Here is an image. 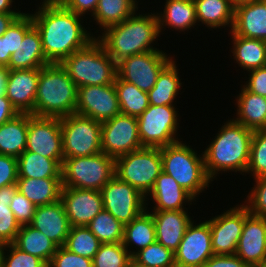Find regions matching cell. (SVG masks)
<instances>
[{
	"label": "cell",
	"mask_w": 266,
	"mask_h": 267,
	"mask_svg": "<svg viewBox=\"0 0 266 267\" xmlns=\"http://www.w3.org/2000/svg\"><path fill=\"white\" fill-rule=\"evenodd\" d=\"M40 4L37 12L31 16L49 63L60 64L96 38L83 27L82 16L68 10L59 0Z\"/></svg>",
	"instance_id": "6da1fadb"
},
{
	"label": "cell",
	"mask_w": 266,
	"mask_h": 267,
	"mask_svg": "<svg viewBox=\"0 0 266 267\" xmlns=\"http://www.w3.org/2000/svg\"><path fill=\"white\" fill-rule=\"evenodd\" d=\"M252 136L253 130L233 119L226 121L202 152L207 176L213 181L220 171L246 173Z\"/></svg>",
	"instance_id": "7a4b0ae2"
},
{
	"label": "cell",
	"mask_w": 266,
	"mask_h": 267,
	"mask_svg": "<svg viewBox=\"0 0 266 267\" xmlns=\"http://www.w3.org/2000/svg\"><path fill=\"white\" fill-rule=\"evenodd\" d=\"M97 39L117 64L132 55L159 50L153 43L159 37L156 13L138 14L136 12L120 24L110 26Z\"/></svg>",
	"instance_id": "3957f363"
},
{
	"label": "cell",
	"mask_w": 266,
	"mask_h": 267,
	"mask_svg": "<svg viewBox=\"0 0 266 267\" xmlns=\"http://www.w3.org/2000/svg\"><path fill=\"white\" fill-rule=\"evenodd\" d=\"M78 88L59 63L40 69L34 115L63 118L76 112Z\"/></svg>",
	"instance_id": "277c9868"
},
{
	"label": "cell",
	"mask_w": 266,
	"mask_h": 267,
	"mask_svg": "<svg viewBox=\"0 0 266 267\" xmlns=\"http://www.w3.org/2000/svg\"><path fill=\"white\" fill-rule=\"evenodd\" d=\"M60 64L77 88L113 84L117 77V64L97 38Z\"/></svg>",
	"instance_id": "5b68a950"
},
{
	"label": "cell",
	"mask_w": 266,
	"mask_h": 267,
	"mask_svg": "<svg viewBox=\"0 0 266 267\" xmlns=\"http://www.w3.org/2000/svg\"><path fill=\"white\" fill-rule=\"evenodd\" d=\"M185 144L177 141L160 148L162 169L196 199L212 180L207 176L203 154Z\"/></svg>",
	"instance_id": "8992f818"
},
{
	"label": "cell",
	"mask_w": 266,
	"mask_h": 267,
	"mask_svg": "<svg viewBox=\"0 0 266 267\" xmlns=\"http://www.w3.org/2000/svg\"><path fill=\"white\" fill-rule=\"evenodd\" d=\"M61 176L63 187L100 191L115 176V158L103 152L64 157Z\"/></svg>",
	"instance_id": "52a82bcc"
},
{
	"label": "cell",
	"mask_w": 266,
	"mask_h": 267,
	"mask_svg": "<svg viewBox=\"0 0 266 267\" xmlns=\"http://www.w3.org/2000/svg\"><path fill=\"white\" fill-rule=\"evenodd\" d=\"M162 171L160 148L143 147L115 158V175L139 190L146 201Z\"/></svg>",
	"instance_id": "ba28073f"
},
{
	"label": "cell",
	"mask_w": 266,
	"mask_h": 267,
	"mask_svg": "<svg viewBox=\"0 0 266 267\" xmlns=\"http://www.w3.org/2000/svg\"><path fill=\"white\" fill-rule=\"evenodd\" d=\"M64 157L92 156L102 152V122L77 113L60 118Z\"/></svg>",
	"instance_id": "9c48e42d"
},
{
	"label": "cell",
	"mask_w": 266,
	"mask_h": 267,
	"mask_svg": "<svg viewBox=\"0 0 266 267\" xmlns=\"http://www.w3.org/2000/svg\"><path fill=\"white\" fill-rule=\"evenodd\" d=\"M175 106L149 105L137 117L138 134L142 147L161 148L179 141L178 113Z\"/></svg>",
	"instance_id": "30bf717a"
},
{
	"label": "cell",
	"mask_w": 266,
	"mask_h": 267,
	"mask_svg": "<svg viewBox=\"0 0 266 267\" xmlns=\"http://www.w3.org/2000/svg\"><path fill=\"white\" fill-rule=\"evenodd\" d=\"M162 50L129 56L117 63V76L141 91L151 90L161 71L173 60Z\"/></svg>",
	"instance_id": "8fae6325"
},
{
	"label": "cell",
	"mask_w": 266,
	"mask_h": 267,
	"mask_svg": "<svg viewBox=\"0 0 266 267\" xmlns=\"http://www.w3.org/2000/svg\"><path fill=\"white\" fill-rule=\"evenodd\" d=\"M104 209L122 224H128L148 207L146 197L116 175L100 190Z\"/></svg>",
	"instance_id": "7c38bea8"
},
{
	"label": "cell",
	"mask_w": 266,
	"mask_h": 267,
	"mask_svg": "<svg viewBox=\"0 0 266 267\" xmlns=\"http://www.w3.org/2000/svg\"><path fill=\"white\" fill-rule=\"evenodd\" d=\"M143 148L138 134L137 117L118 114L102 122V152L117 158Z\"/></svg>",
	"instance_id": "4fadbf2b"
},
{
	"label": "cell",
	"mask_w": 266,
	"mask_h": 267,
	"mask_svg": "<svg viewBox=\"0 0 266 267\" xmlns=\"http://www.w3.org/2000/svg\"><path fill=\"white\" fill-rule=\"evenodd\" d=\"M25 150L53 160H63L60 118L41 117L29 113Z\"/></svg>",
	"instance_id": "5bb4252c"
},
{
	"label": "cell",
	"mask_w": 266,
	"mask_h": 267,
	"mask_svg": "<svg viewBox=\"0 0 266 267\" xmlns=\"http://www.w3.org/2000/svg\"><path fill=\"white\" fill-rule=\"evenodd\" d=\"M210 224L215 255H235L245 222V206L236 205L223 214L206 220Z\"/></svg>",
	"instance_id": "9a60e30c"
},
{
	"label": "cell",
	"mask_w": 266,
	"mask_h": 267,
	"mask_svg": "<svg viewBox=\"0 0 266 267\" xmlns=\"http://www.w3.org/2000/svg\"><path fill=\"white\" fill-rule=\"evenodd\" d=\"M214 255L211 244L210 224L203 221L188 226L178 249L174 252L176 267H203Z\"/></svg>",
	"instance_id": "2e32d148"
},
{
	"label": "cell",
	"mask_w": 266,
	"mask_h": 267,
	"mask_svg": "<svg viewBox=\"0 0 266 267\" xmlns=\"http://www.w3.org/2000/svg\"><path fill=\"white\" fill-rule=\"evenodd\" d=\"M75 113L99 122L112 119L120 114L114 83L79 87Z\"/></svg>",
	"instance_id": "e0dca14e"
},
{
	"label": "cell",
	"mask_w": 266,
	"mask_h": 267,
	"mask_svg": "<svg viewBox=\"0 0 266 267\" xmlns=\"http://www.w3.org/2000/svg\"><path fill=\"white\" fill-rule=\"evenodd\" d=\"M61 200L72 227L87 226L104 209L100 191L63 187Z\"/></svg>",
	"instance_id": "ac0fdd59"
},
{
	"label": "cell",
	"mask_w": 266,
	"mask_h": 267,
	"mask_svg": "<svg viewBox=\"0 0 266 267\" xmlns=\"http://www.w3.org/2000/svg\"><path fill=\"white\" fill-rule=\"evenodd\" d=\"M235 255L250 267L266 260V218L251 214L245 207V222Z\"/></svg>",
	"instance_id": "d6986e66"
},
{
	"label": "cell",
	"mask_w": 266,
	"mask_h": 267,
	"mask_svg": "<svg viewBox=\"0 0 266 267\" xmlns=\"http://www.w3.org/2000/svg\"><path fill=\"white\" fill-rule=\"evenodd\" d=\"M40 69L8 70L5 96L19 113L34 115Z\"/></svg>",
	"instance_id": "ffe728a7"
},
{
	"label": "cell",
	"mask_w": 266,
	"mask_h": 267,
	"mask_svg": "<svg viewBox=\"0 0 266 267\" xmlns=\"http://www.w3.org/2000/svg\"><path fill=\"white\" fill-rule=\"evenodd\" d=\"M31 226L51 239L58 247L64 246L71 230V224L62 200L37 206Z\"/></svg>",
	"instance_id": "44dd1931"
},
{
	"label": "cell",
	"mask_w": 266,
	"mask_h": 267,
	"mask_svg": "<svg viewBox=\"0 0 266 267\" xmlns=\"http://www.w3.org/2000/svg\"><path fill=\"white\" fill-rule=\"evenodd\" d=\"M235 35L266 41V0H252L235 6Z\"/></svg>",
	"instance_id": "7402d4cb"
},
{
	"label": "cell",
	"mask_w": 266,
	"mask_h": 267,
	"mask_svg": "<svg viewBox=\"0 0 266 267\" xmlns=\"http://www.w3.org/2000/svg\"><path fill=\"white\" fill-rule=\"evenodd\" d=\"M156 229V241L173 253L192 222L187 210L151 211Z\"/></svg>",
	"instance_id": "603a6c76"
},
{
	"label": "cell",
	"mask_w": 266,
	"mask_h": 267,
	"mask_svg": "<svg viewBox=\"0 0 266 267\" xmlns=\"http://www.w3.org/2000/svg\"><path fill=\"white\" fill-rule=\"evenodd\" d=\"M147 196L155 203L152 211L184 210L186 202L191 205L195 200L173 177L163 171L156 178L154 187Z\"/></svg>",
	"instance_id": "cb8c5ba5"
},
{
	"label": "cell",
	"mask_w": 266,
	"mask_h": 267,
	"mask_svg": "<svg viewBox=\"0 0 266 267\" xmlns=\"http://www.w3.org/2000/svg\"><path fill=\"white\" fill-rule=\"evenodd\" d=\"M50 64L45 57L41 37L33 25L24 35L22 43L11 57L8 70L42 68Z\"/></svg>",
	"instance_id": "d4e9b609"
},
{
	"label": "cell",
	"mask_w": 266,
	"mask_h": 267,
	"mask_svg": "<svg viewBox=\"0 0 266 267\" xmlns=\"http://www.w3.org/2000/svg\"><path fill=\"white\" fill-rule=\"evenodd\" d=\"M241 88V93L235 99L237 117L233 120L253 131L266 129L265 97L249 92L243 85Z\"/></svg>",
	"instance_id": "484cf974"
},
{
	"label": "cell",
	"mask_w": 266,
	"mask_h": 267,
	"mask_svg": "<svg viewBox=\"0 0 266 267\" xmlns=\"http://www.w3.org/2000/svg\"><path fill=\"white\" fill-rule=\"evenodd\" d=\"M18 191L35 206H43L61 199L62 178H18Z\"/></svg>",
	"instance_id": "4316f807"
},
{
	"label": "cell",
	"mask_w": 266,
	"mask_h": 267,
	"mask_svg": "<svg viewBox=\"0 0 266 267\" xmlns=\"http://www.w3.org/2000/svg\"><path fill=\"white\" fill-rule=\"evenodd\" d=\"M197 22L208 28H233L235 5L231 0H193Z\"/></svg>",
	"instance_id": "83f0119b"
},
{
	"label": "cell",
	"mask_w": 266,
	"mask_h": 267,
	"mask_svg": "<svg viewBox=\"0 0 266 267\" xmlns=\"http://www.w3.org/2000/svg\"><path fill=\"white\" fill-rule=\"evenodd\" d=\"M156 241V229L152 214L147 209L138 217L124 225L122 244L133 256ZM136 245V246H135ZM130 246V247H129ZM134 248L136 250L134 251ZM132 247V248H131ZM138 247V248H137ZM130 248V249H128ZM131 249L133 251H131Z\"/></svg>",
	"instance_id": "f1b7e54d"
},
{
	"label": "cell",
	"mask_w": 266,
	"mask_h": 267,
	"mask_svg": "<svg viewBox=\"0 0 266 267\" xmlns=\"http://www.w3.org/2000/svg\"><path fill=\"white\" fill-rule=\"evenodd\" d=\"M28 123L29 113H19L0 125V154L18 158L25 151Z\"/></svg>",
	"instance_id": "f546056e"
},
{
	"label": "cell",
	"mask_w": 266,
	"mask_h": 267,
	"mask_svg": "<svg viewBox=\"0 0 266 267\" xmlns=\"http://www.w3.org/2000/svg\"><path fill=\"white\" fill-rule=\"evenodd\" d=\"M159 32L165 26L175 30L185 31L194 28L196 19L195 3L193 0H166L163 14L156 13ZM164 26V27H163Z\"/></svg>",
	"instance_id": "4dcf8cb0"
},
{
	"label": "cell",
	"mask_w": 266,
	"mask_h": 267,
	"mask_svg": "<svg viewBox=\"0 0 266 267\" xmlns=\"http://www.w3.org/2000/svg\"><path fill=\"white\" fill-rule=\"evenodd\" d=\"M62 163L25 150L17 158L18 178H62Z\"/></svg>",
	"instance_id": "1f68e13d"
},
{
	"label": "cell",
	"mask_w": 266,
	"mask_h": 267,
	"mask_svg": "<svg viewBox=\"0 0 266 267\" xmlns=\"http://www.w3.org/2000/svg\"><path fill=\"white\" fill-rule=\"evenodd\" d=\"M234 60L247 72L266 66V41L235 35L231 30Z\"/></svg>",
	"instance_id": "d6a6232c"
},
{
	"label": "cell",
	"mask_w": 266,
	"mask_h": 267,
	"mask_svg": "<svg viewBox=\"0 0 266 267\" xmlns=\"http://www.w3.org/2000/svg\"><path fill=\"white\" fill-rule=\"evenodd\" d=\"M21 251L37 256L47 265L58 246L30 224L21 225L13 243Z\"/></svg>",
	"instance_id": "836d02e7"
},
{
	"label": "cell",
	"mask_w": 266,
	"mask_h": 267,
	"mask_svg": "<svg viewBox=\"0 0 266 267\" xmlns=\"http://www.w3.org/2000/svg\"><path fill=\"white\" fill-rule=\"evenodd\" d=\"M175 63L176 61L172 60L161 71L154 87L147 92L150 105L174 106L173 102L179 94L180 87L182 86Z\"/></svg>",
	"instance_id": "e575fe53"
},
{
	"label": "cell",
	"mask_w": 266,
	"mask_h": 267,
	"mask_svg": "<svg viewBox=\"0 0 266 267\" xmlns=\"http://www.w3.org/2000/svg\"><path fill=\"white\" fill-rule=\"evenodd\" d=\"M138 10L137 0H99L93 18L101 30L120 24Z\"/></svg>",
	"instance_id": "d590c367"
},
{
	"label": "cell",
	"mask_w": 266,
	"mask_h": 267,
	"mask_svg": "<svg viewBox=\"0 0 266 267\" xmlns=\"http://www.w3.org/2000/svg\"><path fill=\"white\" fill-rule=\"evenodd\" d=\"M121 114L138 117L149 107L148 93L134 84L121 80L114 82Z\"/></svg>",
	"instance_id": "8d00e7d4"
},
{
	"label": "cell",
	"mask_w": 266,
	"mask_h": 267,
	"mask_svg": "<svg viewBox=\"0 0 266 267\" xmlns=\"http://www.w3.org/2000/svg\"><path fill=\"white\" fill-rule=\"evenodd\" d=\"M33 26L30 13H22L0 36V66L9 64L11 55L22 43L25 33Z\"/></svg>",
	"instance_id": "74e56055"
},
{
	"label": "cell",
	"mask_w": 266,
	"mask_h": 267,
	"mask_svg": "<svg viewBox=\"0 0 266 267\" xmlns=\"http://www.w3.org/2000/svg\"><path fill=\"white\" fill-rule=\"evenodd\" d=\"M101 243H121L124 224L105 209L101 210L87 225Z\"/></svg>",
	"instance_id": "f35d334b"
},
{
	"label": "cell",
	"mask_w": 266,
	"mask_h": 267,
	"mask_svg": "<svg viewBox=\"0 0 266 267\" xmlns=\"http://www.w3.org/2000/svg\"><path fill=\"white\" fill-rule=\"evenodd\" d=\"M102 243L87 226L71 227L64 247L70 252L93 259Z\"/></svg>",
	"instance_id": "ab89813d"
},
{
	"label": "cell",
	"mask_w": 266,
	"mask_h": 267,
	"mask_svg": "<svg viewBox=\"0 0 266 267\" xmlns=\"http://www.w3.org/2000/svg\"><path fill=\"white\" fill-rule=\"evenodd\" d=\"M132 256L121 243H102L93 257V267H126Z\"/></svg>",
	"instance_id": "60d3db41"
},
{
	"label": "cell",
	"mask_w": 266,
	"mask_h": 267,
	"mask_svg": "<svg viewBox=\"0 0 266 267\" xmlns=\"http://www.w3.org/2000/svg\"><path fill=\"white\" fill-rule=\"evenodd\" d=\"M132 258L146 267H176L174 253L157 241L137 251Z\"/></svg>",
	"instance_id": "b9f144b4"
},
{
	"label": "cell",
	"mask_w": 266,
	"mask_h": 267,
	"mask_svg": "<svg viewBox=\"0 0 266 267\" xmlns=\"http://www.w3.org/2000/svg\"><path fill=\"white\" fill-rule=\"evenodd\" d=\"M246 173L254 179L266 176V129L253 131Z\"/></svg>",
	"instance_id": "7bdbcfd3"
},
{
	"label": "cell",
	"mask_w": 266,
	"mask_h": 267,
	"mask_svg": "<svg viewBox=\"0 0 266 267\" xmlns=\"http://www.w3.org/2000/svg\"><path fill=\"white\" fill-rule=\"evenodd\" d=\"M8 250H7V249ZM1 267H46L47 264L37 256L21 251L13 243L4 247ZM10 253V254H9Z\"/></svg>",
	"instance_id": "ee69618b"
},
{
	"label": "cell",
	"mask_w": 266,
	"mask_h": 267,
	"mask_svg": "<svg viewBox=\"0 0 266 267\" xmlns=\"http://www.w3.org/2000/svg\"><path fill=\"white\" fill-rule=\"evenodd\" d=\"M254 180L256 185L247 195L244 206L251 214L266 218V176Z\"/></svg>",
	"instance_id": "f6af8a7d"
},
{
	"label": "cell",
	"mask_w": 266,
	"mask_h": 267,
	"mask_svg": "<svg viewBox=\"0 0 266 267\" xmlns=\"http://www.w3.org/2000/svg\"><path fill=\"white\" fill-rule=\"evenodd\" d=\"M9 206L10 203L0 202V242L5 245L14 243L20 228Z\"/></svg>",
	"instance_id": "bcb514c9"
},
{
	"label": "cell",
	"mask_w": 266,
	"mask_h": 267,
	"mask_svg": "<svg viewBox=\"0 0 266 267\" xmlns=\"http://www.w3.org/2000/svg\"><path fill=\"white\" fill-rule=\"evenodd\" d=\"M49 267H93V261L70 252L64 246L58 247L48 264Z\"/></svg>",
	"instance_id": "7dc6e473"
},
{
	"label": "cell",
	"mask_w": 266,
	"mask_h": 267,
	"mask_svg": "<svg viewBox=\"0 0 266 267\" xmlns=\"http://www.w3.org/2000/svg\"><path fill=\"white\" fill-rule=\"evenodd\" d=\"M16 221L21 225L30 224L33 220L36 207L22 193L16 192L10 203Z\"/></svg>",
	"instance_id": "c3c4849f"
},
{
	"label": "cell",
	"mask_w": 266,
	"mask_h": 267,
	"mask_svg": "<svg viewBox=\"0 0 266 267\" xmlns=\"http://www.w3.org/2000/svg\"><path fill=\"white\" fill-rule=\"evenodd\" d=\"M18 180L17 158L0 154V188Z\"/></svg>",
	"instance_id": "681fc988"
},
{
	"label": "cell",
	"mask_w": 266,
	"mask_h": 267,
	"mask_svg": "<svg viewBox=\"0 0 266 267\" xmlns=\"http://www.w3.org/2000/svg\"><path fill=\"white\" fill-rule=\"evenodd\" d=\"M248 72V81L243 86L249 92L266 97V66Z\"/></svg>",
	"instance_id": "f907efd6"
},
{
	"label": "cell",
	"mask_w": 266,
	"mask_h": 267,
	"mask_svg": "<svg viewBox=\"0 0 266 267\" xmlns=\"http://www.w3.org/2000/svg\"><path fill=\"white\" fill-rule=\"evenodd\" d=\"M68 10L77 15L84 16L90 12L91 17L96 11L99 0H59Z\"/></svg>",
	"instance_id": "816d5d0a"
},
{
	"label": "cell",
	"mask_w": 266,
	"mask_h": 267,
	"mask_svg": "<svg viewBox=\"0 0 266 267\" xmlns=\"http://www.w3.org/2000/svg\"><path fill=\"white\" fill-rule=\"evenodd\" d=\"M203 267H250L236 255H213Z\"/></svg>",
	"instance_id": "f5cc1de1"
},
{
	"label": "cell",
	"mask_w": 266,
	"mask_h": 267,
	"mask_svg": "<svg viewBox=\"0 0 266 267\" xmlns=\"http://www.w3.org/2000/svg\"><path fill=\"white\" fill-rule=\"evenodd\" d=\"M19 112L4 95L0 96V125L16 117Z\"/></svg>",
	"instance_id": "db71d44e"
},
{
	"label": "cell",
	"mask_w": 266,
	"mask_h": 267,
	"mask_svg": "<svg viewBox=\"0 0 266 267\" xmlns=\"http://www.w3.org/2000/svg\"><path fill=\"white\" fill-rule=\"evenodd\" d=\"M22 13H0V36Z\"/></svg>",
	"instance_id": "11a10c76"
},
{
	"label": "cell",
	"mask_w": 266,
	"mask_h": 267,
	"mask_svg": "<svg viewBox=\"0 0 266 267\" xmlns=\"http://www.w3.org/2000/svg\"><path fill=\"white\" fill-rule=\"evenodd\" d=\"M18 191L17 184H11L0 188V202L11 203L12 198Z\"/></svg>",
	"instance_id": "9f6ffc18"
},
{
	"label": "cell",
	"mask_w": 266,
	"mask_h": 267,
	"mask_svg": "<svg viewBox=\"0 0 266 267\" xmlns=\"http://www.w3.org/2000/svg\"><path fill=\"white\" fill-rule=\"evenodd\" d=\"M14 0H0V13H23L12 10V3Z\"/></svg>",
	"instance_id": "6f0895ef"
},
{
	"label": "cell",
	"mask_w": 266,
	"mask_h": 267,
	"mask_svg": "<svg viewBox=\"0 0 266 267\" xmlns=\"http://www.w3.org/2000/svg\"><path fill=\"white\" fill-rule=\"evenodd\" d=\"M7 75L8 69L0 66V96L5 94Z\"/></svg>",
	"instance_id": "680465c9"
},
{
	"label": "cell",
	"mask_w": 266,
	"mask_h": 267,
	"mask_svg": "<svg viewBox=\"0 0 266 267\" xmlns=\"http://www.w3.org/2000/svg\"><path fill=\"white\" fill-rule=\"evenodd\" d=\"M126 267H146V266L136 262L133 258H131Z\"/></svg>",
	"instance_id": "91938a15"
},
{
	"label": "cell",
	"mask_w": 266,
	"mask_h": 267,
	"mask_svg": "<svg viewBox=\"0 0 266 267\" xmlns=\"http://www.w3.org/2000/svg\"><path fill=\"white\" fill-rule=\"evenodd\" d=\"M4 247H5V244L0 242V267H1V264H2V254H3V251H4Z\"/></svg>",
	"instance_id": "94428289"
},
{
	"label": "cell",
	"mask_w": 266,
	"mask_h": 267,
	"mask_svg": "<svg viewBox=\"0 0 266 267\" xmlns=\"http://www.w3.org/2000/svg\"><path fill=\"white\" fill-rule=\"evenodd\" d=\"M232 3L236 6L238 4L244 3V2H250L252 0H231Z\"/></svg>",
	"instance_id": "6125c7cd"
},
{
	"label": "cell",
	"mask_w": 266,
	"mask_h": 267,
	"mask_svg": "<svg viewBox=\"0 0 266 267\" xmlns=\"http://www.w3.org/2000/svg\"><path fill=\"white\" fill-rule=\"evenodd\" d=\"M256 267H266V260L257 265Z\"/></svg>",
	"instance_id": "be15d7a7"
},
{
	"label": "cell",
	"mask_w": 266,
	"mask_h": 267,
	"mask_svg": "<svg viewBox=\"0 0 266 267\" xmlns=\"http://www.w3.org/2000/svg\"><path fill=\"white\" fill-rule=\"evenodd\" d=\"M58 1V0H43V2Z\"/></svg>",
	"instance_id": "e7e4bbea"
}]
</instances>
